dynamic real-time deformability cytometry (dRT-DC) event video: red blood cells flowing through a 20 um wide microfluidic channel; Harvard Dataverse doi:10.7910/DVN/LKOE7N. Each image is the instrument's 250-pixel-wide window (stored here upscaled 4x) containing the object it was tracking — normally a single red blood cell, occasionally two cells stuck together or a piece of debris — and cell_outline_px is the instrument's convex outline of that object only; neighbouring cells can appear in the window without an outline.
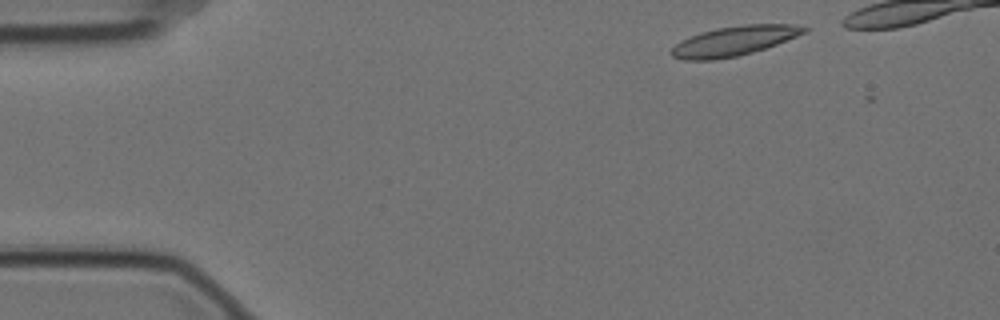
{"species": "Egyptian fruit bat (a non-hibernating species)", "species_latin": "Rousettus aegyptiacus", "temperature_condition": "cold", "stored_images_in_passage": 2, "camera_frame_rate_fps": 3000, "um_per_image_px": 0.085, "animal": {"sex": "female"}, "frame": {"image": 1, "passage_image": 1, "time_ms": 0.0, "image_size_px": [1000, 320], "cell_outline_px": [[808, 28], [804, 32], [796, 36], [776, 44], [752, 52], [736, 56], [712, 60], [684, 60], [672, 56], [668, 52], [680, 40], [700, 32], [716, 28], [744, 24], [792, 24]], "centroid_in_image_um": [62.32, 3.48], "position_along_channel_um": 22.7, "area_um2": 22.72}}